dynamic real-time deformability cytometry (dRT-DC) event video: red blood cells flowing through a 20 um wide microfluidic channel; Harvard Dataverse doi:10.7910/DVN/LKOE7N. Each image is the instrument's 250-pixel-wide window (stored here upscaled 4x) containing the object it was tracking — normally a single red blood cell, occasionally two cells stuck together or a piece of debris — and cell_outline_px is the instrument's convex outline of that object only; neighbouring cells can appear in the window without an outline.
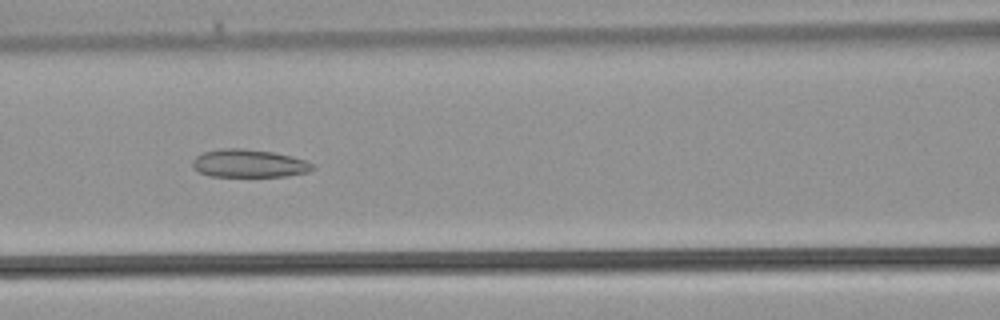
{"species": "common noctule bat (a hibernating species)", "species_latin": "Nyctalus noctula", "temperature_condition": "warm", "stored_images_in_passage": 36, "camera_frame_rate_fps": 3000, "um_per_image_px": 0.085, "animal": {"sex": "male", "body_mass_g": 21.5, "forearm_length_mm": 52.0}, "frame": {"image": 1, "passage_image": 14, "time_ms": 4.333, "image_size_px": [1000, 320], "cell_outline_px": [[316, 168], [308, 172], [288, 176], [208, 176], [192, 168], [192, 160], [196, 156], [204, 152], [220, 148], [244, 148], [272, 152], [292, 156], [308, 160], [316, 164]], "centroid_in_image_um": [21.2, 13.89], "position_along_channel_um": 145.4, "area_um2": 19.88}}
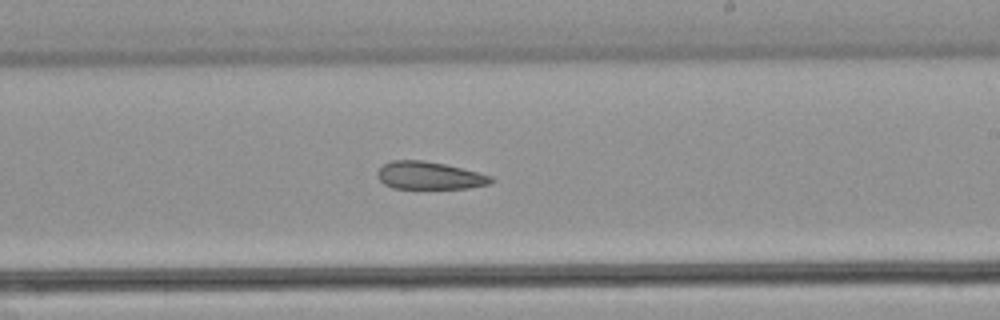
{"frame": {"image": 2, "passage_image": 20, "time_ms": 6.333, "image_size_px": [1000, 320], "cell_outline_px": [[496, 180], [492, 184], [468, 188], [392, 188], [384, 184], [376, 176], [376, 172], [384, 164], [392, 160], [424, 160], [444, 164], [492, 176]], "centroid_in_image_um": [36.5, 14.92], "position_along_channel_um": 252.5, "area_um2": 18.32}}
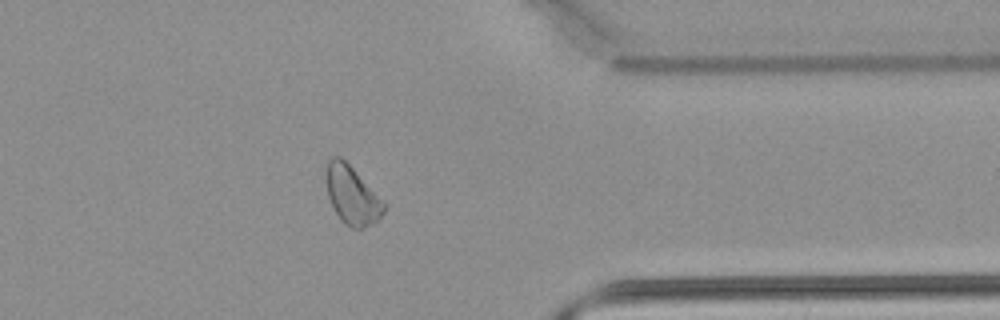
{"frame": {"image": 3, "passage_image": 28, "time_ms": 9.0, "image_size_px": [1000, 320], "cell_outline_px": [[388, 204], [384, 212], [372, 224], [360, 228], [352, 228], [344, 224], [340, 220], [328, 196], [328, 160], [332, 156], [340, 156]], "centroid_in_image_um": [29.97, 16.62], "position_along_channel_um": 381.4, "area_um2": 19.19}}